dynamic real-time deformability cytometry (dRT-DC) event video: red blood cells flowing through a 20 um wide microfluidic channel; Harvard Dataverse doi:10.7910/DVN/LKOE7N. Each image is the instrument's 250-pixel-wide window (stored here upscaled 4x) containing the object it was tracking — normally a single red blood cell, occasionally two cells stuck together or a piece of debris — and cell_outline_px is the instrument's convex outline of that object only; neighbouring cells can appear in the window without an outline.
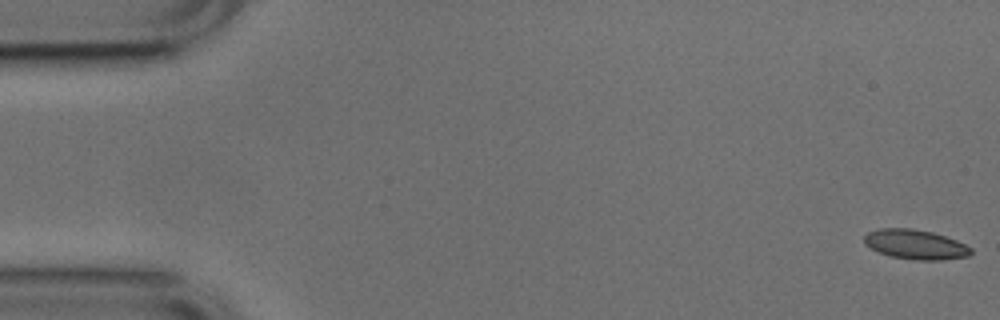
{"species": "common noctule bat (a hibernating species)", "species_latin": "Nyctalus noctula", "temperature_condition": "cold", "stored_images_in_passage": 54, "camera_frame_rate_fps": 3000, "um_per_image_px": 0.085, "animal": {"sex": "male", "body_mass_g": 17.9, "forearm_length_mm": 54.2}, "frame": {"image": 1, "passage_image": 1, "time_ms": 0.0, "image_size_px": [1000, 320], "cell_outline_px": [[972, 252], [968, 256], [940, 260], [916, 260], [892, 256], [880, 252], [864, 244], [864, 236], [868, 232], [880, 228], [912, 228], [932, 232], [956, 240], [972, 248]], "centroid_in_image_um": [77.81, 20.77], "position_along_channel_um": 7.2, "area_um2": 18.26}}
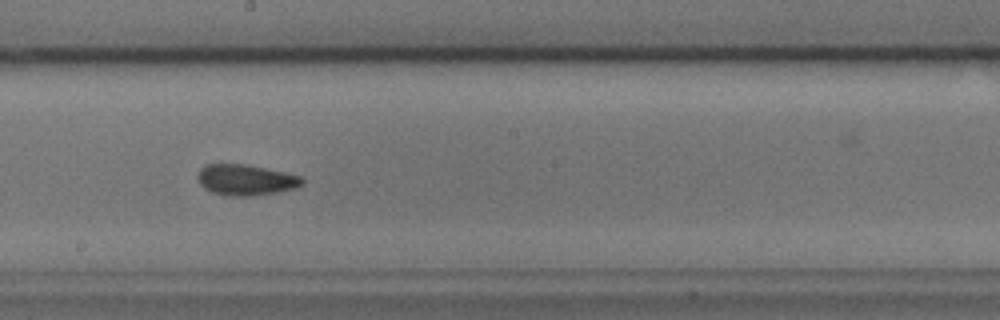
{"frame": {"image": 2, "passage_image": 29, "time_ms": 9.333, "image_size_px": [1000, 320], "cell_outline_px": [[304, 184], [296, 188], [248, 196], [228, 196], [212, 192], [204, 188], [200, 184], [196, 176], [200, 168], [204, 164], [244, 164], [304, 176]], "centroid_in_image_um": [20.87, 15.28], "position_along_channel_um": 227.3, "area_um2": 18.79}}
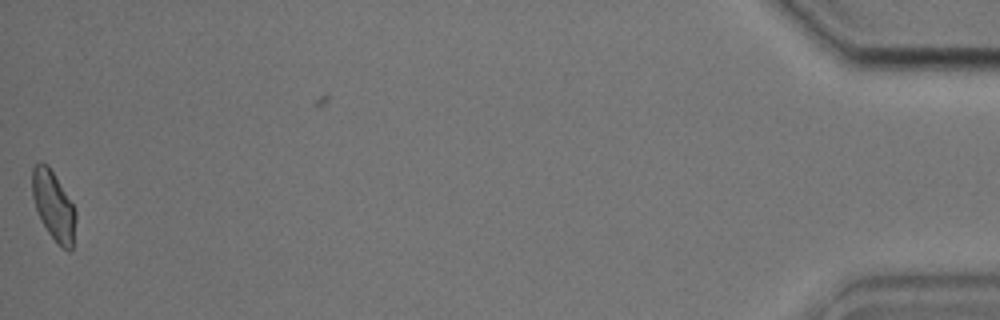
{"frame": {"image": 3, "passage_image": 53, "time_ms": 17.333, "image_size_px": [1000, 320], "cell_outline_px": [[76, 220], [72, 248], [68, 252], [60, 248], [48, 232], [40, 220], [32, 196], [32, 168], [40, 160], [48, 164], [72, 204], [76, 212]], "centroid_in_image_um": [4.54, 17.51], "position_along_channel_um": 430.7, "area_um2": 17.57}, "authors_computed_cell_mechanics": {"area_um2": 18.0336, "velocity_mm_per_s": 3.7565, "shape_relaxation_time_tau1_ms": 6.2929, "shape_relaxation_time_tau2_ms": 2.5702, "deformation_change_tau1": 0.1109, "deformation_change_tau2": 0.0746}}